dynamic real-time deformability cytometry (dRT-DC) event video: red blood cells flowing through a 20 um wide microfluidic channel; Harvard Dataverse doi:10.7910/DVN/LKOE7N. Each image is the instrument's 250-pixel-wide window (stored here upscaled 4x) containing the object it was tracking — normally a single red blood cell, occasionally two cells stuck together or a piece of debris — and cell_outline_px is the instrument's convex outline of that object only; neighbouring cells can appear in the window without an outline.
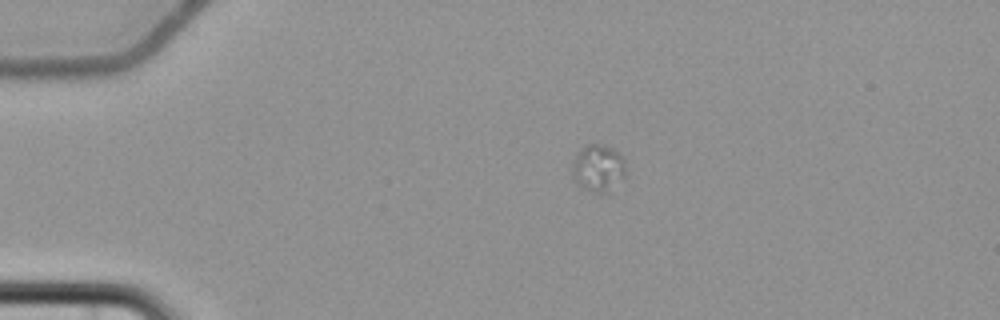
{"species": "common noctule bat (a hibernating species)", "species_latin": "Nyctalus noctula", "temperature_condition": "cold", "stored_images_in_passage": 3, "camera_frame_rate_fps": 3000, "um_per_image_px": 0.085, "animal": {"sex": "female", "body_mass_g": 22.7, "forearm_length_mm": 54.2}, "frame": {"image": 1, "passage_image": 1, "time_ms": 0.0, "image_size_px": [1000, 320], "cell_outline_px": [[628, 172], [608, 192], [592, 192], [576, 184], [572, 176], [572, 160], [576, 152], [588, 144], [600, 144], [612, 148], [624, 160]], "centroid_in_image_um": [50.82, 14.28], "position_along_channel_um": 34.2, "area_um2": 14.8}}
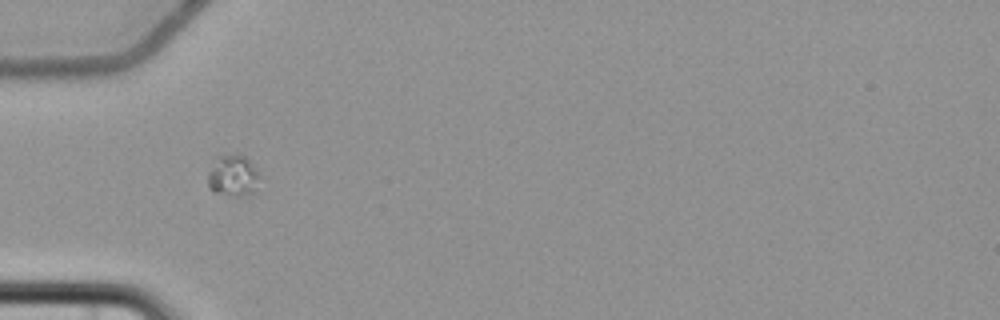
{"frame": {"image": 2, "passage_image": 2, "time_ms": 2.333, "image_size_px": [1000, 320], "cell_outline_px": [[256, 176], [252, 192], [248, 196], [232, 196], [216, 192], [208, 188], [208, 172], [216, 156], [244, 156], [252, 164], [256, 172]], "centroid_in_image_um": [19.71, 14.96], "position_along_channel_um": 65.3, "area_um2": 11.85}}
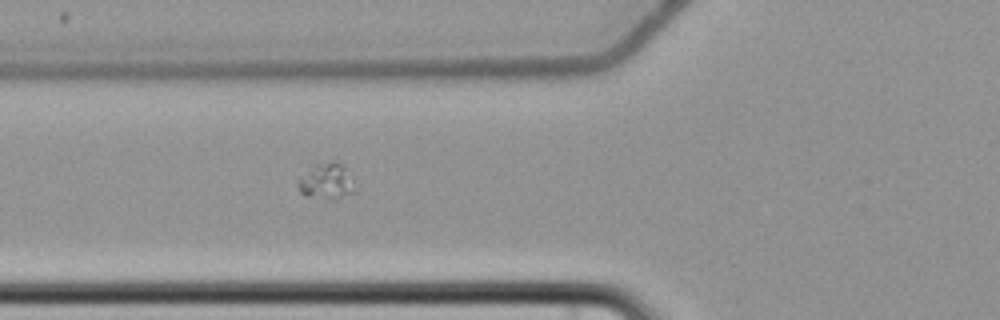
{"frame": {"image": 3, "passage_image": 3, "time_ms": 3.333, "image_size_px": [1000, 320], "cell_outline_px": [[356, 192], [340, 196], [304, 196], [300, 192], [296, 184], [296, 180], [316, 164], [332, 160], [336, 160], [344, 168], [352, 180]], "centroid_in_image_um": [27.7, 15.36], "position_along_channel_um": 98.1, "area_um2": 11.33}}